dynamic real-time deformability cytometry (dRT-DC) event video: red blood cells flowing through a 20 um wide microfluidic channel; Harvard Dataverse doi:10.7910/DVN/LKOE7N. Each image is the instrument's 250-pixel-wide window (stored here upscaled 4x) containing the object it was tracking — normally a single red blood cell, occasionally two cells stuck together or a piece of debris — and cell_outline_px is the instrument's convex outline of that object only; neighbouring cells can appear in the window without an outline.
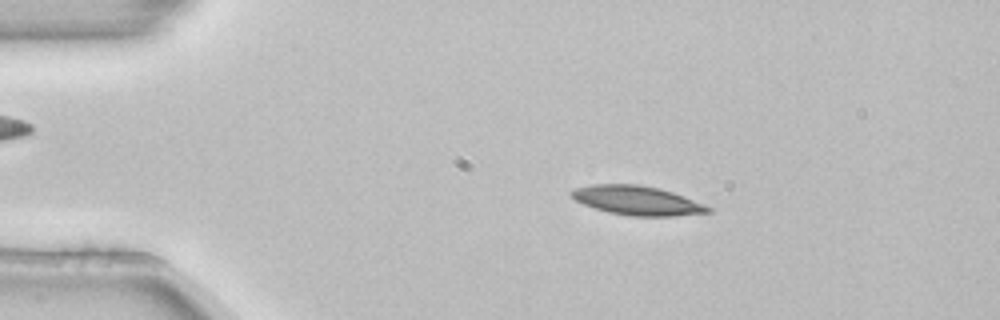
{"species": "common noctule bat (a hibernating species)", "species_latin": "Nyctalus noctula", "temperature_condition": "room temperature", "stored_images_in_passage": 3, "camera_frame_rate_fps": 3000, "um_per_image_px": 0.085, "animal": {"sex": "female", "body_mass_g": 22.7, "forearm_length_mm": 54.2}, "frame": {"image": 1, "passage_image": 2, "time_ms": 0.333, "image_size_px": [1000, 320], "cell_outline_px": [[712, 212], [672, 216], [628, 216], [608, 212], [584, 204], [576, 200], [568, 192], [576, 188], [592, 184], [636, 184], [660, 188], [672, 192], [704, 204], [712, 208]], "centroid_in_image_um": [54.16, 17.04], "position_along_channel_um": 30.8, "area_um2": 23.12}}